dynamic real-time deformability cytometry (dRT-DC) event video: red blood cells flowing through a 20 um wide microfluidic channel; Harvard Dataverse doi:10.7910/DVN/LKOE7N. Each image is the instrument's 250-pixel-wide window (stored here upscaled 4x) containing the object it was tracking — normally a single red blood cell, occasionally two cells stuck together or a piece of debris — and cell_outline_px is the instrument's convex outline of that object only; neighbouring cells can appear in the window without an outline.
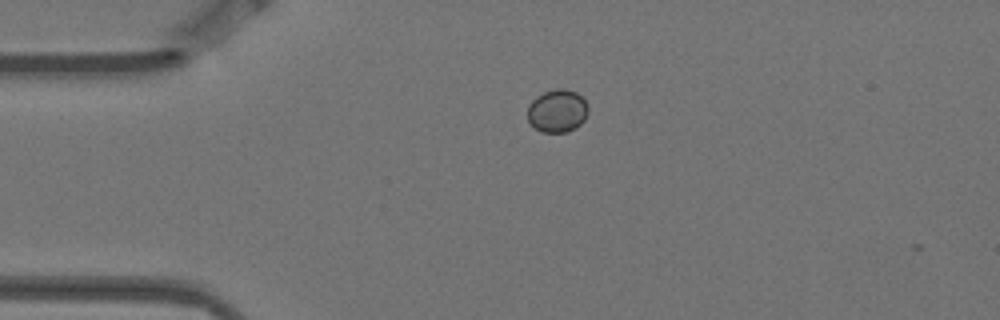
{"species": "Egyptian fruit bat (a non-hibernating species)", "species_latin": "Rousettus aegyptiacus", "temperature_condition": "warm", "stored_images_in_passage": 2, "camera_frame_rate_fps": 3000, "um_per_image_px": 0.085, "animal": {"sex": "female"}, "frame": {"image": 1, "passage_image": 1, "time_ms": 0.0, "image_size_px": [1000, 320], "cell_outline_px": [[588, 112], [584, 120], [580, 124], [568, 132], [540, 132], [528, 124], [528, 104], [536, 96], [544, 92], [556, 88], [564, 88], [576, 92], [588, 104]], "centroid_in_image_um": [47.35, 9.43], "position_along_channel_um": 37.7, "area_um2": 15.37}}